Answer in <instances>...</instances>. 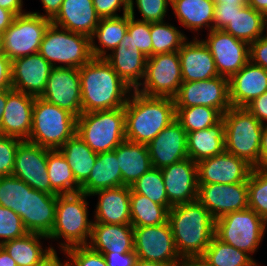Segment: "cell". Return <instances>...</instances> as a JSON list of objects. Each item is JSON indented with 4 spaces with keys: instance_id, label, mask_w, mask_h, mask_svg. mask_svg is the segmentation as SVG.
Here are the masks:
<instances>
[{
    "instance_id": "39",
    "label": "cell",
    "mask_w": 267,
    "mask_h": 266,
    "mask_svg": "<svg viewBox=\"0 0 267 266\" xmlns=\"http://www.w3.org/2000/svg\"><path fill=\"white\" fill-rule=\"evenodd\" d=\"M132 226H155L168 222L169 209L149 200L145 195L130 192Z\"/></svg>"
},
{
    "instance_id": "65",
    "label": "cell",
    "mask_w": 267,
    "mask_h": 266,
    "mask_svg": "<svg viewBox=\"0 0 267 266\" xmlns=\"http://www.w3.org/2000/svg\"><path fill=\"white\" fill-rule=\"evenodd\" d=\"M215 5H248V0H214Z\"/></svg>"
},
{
    "instance_id": "57",
    "label": "cell",
    "mask_w": 267,
    "mask_h": 266,
    "mask_svg": "<svg viewBox=\"0 0 267 266\" xmlns=\"http://www.w3.org/2000/svg\"><path fill=\"white\" fill-rule=\"evenodd\" d=\"M46 14H40L39 12H32L36 15H41L46 19L53 20L59 13L63 0H41Z\"/></svg>"
},
{
    "instance_id": "47",
    "label": "cell",
    "mask_w": 267,
    "mask_h": 266,
    "mask_svg": "<svg viewBox=\"0 0 267 266\" xmlns=\"http://www.w3.org/2000/svg\"><path fill=\"white\" fill-rule=\"evenodd\" d=\"M27 233L21 217L11 209L0 205V246L6 241L21 238Z\"/></svg>"
},
{
    "instance_id": "41",
    "label": "cell",
    "mask_w": 267,
    "mask_h": 266,
    "mask_svg": "<svg viewBox=\"0 0 267 266\" xmlns=\"http://www.w3.org/2000/svg\"><path fill=\"white\" fill-rule=\"evenodd\" d=\"M175 109L176 120L187 133L207 129L222 119V114L217 109L207 106Z\"/></svg>"
},
{
    "instance_id": "61",
    "label": "cell",
    "mask_w": 267,
    "mask_h": 266,
    "mask_svg": "<svg viewBox=\"0 0 267 266\" xmlns=\"http://www.w3.org/2000/svg\"><path fill=\"white\" fill-rule=\"evenodd\" d=\"M14 18H15V15L11 11L0 7V34L1 35L12 24Z\"/></svg>"
},
{
    "instance_id": "36",
    "label": "cell",
    "mask_w": 267,
    "mask_h": 266,
    "mask_svg": "<svg viewBox=\"0 0 267 266\" xmlns=\"http://www.w3.org/2000/svg\"><path fill=\"white\" fill-rule=\"evenodd\" d=\"M59 150L66 158L76 182L81 186L89 178L98 153L77 134L69 138Z\"/></svg>"
},
{
    "instance_id": "60",
    "label": "cell",
    "mask_w": 267,
    "mask_h": 266,
    "mask_svg": "<svg viewBox=\"0 0 267 266\" xmlns=\"http://www.w3.org/2000/svg\"><path fill=\"white\" fill-rule=\"evenodd\" d=\"M260 168H267V123L263 124L260 144Z\"/></svg>"
},
{
    "instance_id": "62",
    "label": "cell",
    "mask_w": 267,
    "mask_h": 266,
    "mask_svg": "<svg viewBox=\"0 0 267 266\" xmlns=\"http://www.w3.org/2000/svg\"><path fill=\"white\" fill-rule=\"evenodd\" d=\"M37 266H69V260L67 259V261L61 262L60 258L57 256V251L54 250Z\"/></svg>"
},
{
    "instance_id": "11",
    "label": "cell",
    "mask_w": 267,
    "mask_h": 266,
    "mask_svg": "<svg viewBox=\"0 0 267 266\" xmlns=\"http://www.w3.org/2000/svg\"><path fill=\"white\" fill-rule=\"evenodd\" d=\"M182 82L178 51L160 53L147 57L145 75L136 91L149 97L174 98Z\"/></svg>"
},
{
    "instance_id": "16",
    "label": "cell",
    "mask_w": 267,
    "mask_h": 266,
    "mask_svg": "<svg viewBox=\"0 0 267 266\" xmlns=\"http://www.w3.org/2000/svg\"><path fill=\"white\" fill-rule=\"evenodd\" d=\"M40 97L78 117L82 113L79 68L54 67Z\"/></svg>"
},
{
    "instance_id": "12",
    "label": "cell",
    "mask_w": 267,
    "mask_h": 266,
    "mask_svg": "<svg viewBox=\"0 0 267 266\" xmlns=\"http://www.w3.org/2000/svg\"><path fill=\"white\" fill-rule=\"evenodd\" d=\"M134 252L139 260L175 265L177 252L169 222L155 226H133Z\"/></svg>"
},
{
    "instance_id": "6",
    "label": "cell",
    "mask_w": 267,
    "mask_h": 266,
    "mask_svg": "<svg viewBox=\"0 0 267 266\" xmlns=\"http://www.w3.org/2000/svg\"><path fill=\"white\" fill-rule=\"evenodd\" d=\"M76 131V116L41 97H35L32 128L27 141L50 150H56L73 137Z\"/></svg>"
},
{
    "instance_id": "22",
    "label": "cell",
    "mask_w": 267,
    "mask_h": 266,
    "mask_svg": "<svg viewBox=\"0 0 267 266\" xmlns=\"http://www.w3.org/2000/svg\"><path fill=\"white\" fill-rule=\"evenodd\" d=\"M35 96L12 88L7 89V101L0 125V134L28 140L32 128Z\"/></svg>"
},
{
    "instance_id": "7",
    "label": "cell",
    "mask_w": 267,
    "mask_h": 266,
    "mask_svg": "<svg viewBox=\"0 0 267 266\" xmlns=\"http://www.w3.org/2000/svg\"><path fill=\"white\" fill-rule=\"evenodd\" d=\"M76 134L96 153L114 151L125 139V109L81 113Z\"/></svg>"
},
{
    "instance_id": "63",
    "label": "cell",
    "mask_w": 267,
    "mask_h": 266,
    "mask_svg": "<svg viewBox=\"0 0 267 266\" xmlns=\"http://www.w3.org/2000/svg\"><path fill=\"white\" fill-rule=\"evenodd\" d=\"M248 5L267 17V0H248Z\"/></svg>"
},
{
    "instance_id": "17",
    "label": "cell",
    "mask_w": 267,
    "mask_h": 266,
    "mask_svg": "<svg viewBox=\"0 0 267 266\" xmlns=\"http://www.w3.org/2000/svg\"><path fill=\"white\" fill-rule=\"evenodd\" d=\"M247 181L235 184H198L197 200L216 220L221 216L248 208Z\"/></svg>"
},
{
    "instance_id": "19",
    "label": "cell",
    "mask_w": 267,
    "mask_h": 266,
    "mask_svg": "<svg viewBox=\"0 0 267 266\" xmlns=\"http://www.w3.org/2000/svg\"><path fill=\"white\" fill-rule=\"evenodd\" d=\"M53 68L39 53L14 59L12 61L11 88L40 97L45 91Z\"/></svg>"
},
{
    "instance_id": "40",
    "label": "cell",
    "mask_w": 267,
    "mask_h": 266,
    "mask_svg": "<svg viewBox=\"0 0 267 266\" xmlns=\"http://www.w3.org/2000/svg\"><path fill=\"white\" fill-rule=\"evenodd\" d=\"M202 257L211 266H259L245 251L228 245L214 236Z\"/></svg>"
},
{
    "instance_id": "35",
    "label": "cell",
    "mask_w": 267,
    "mask_h": 266,
    "mask_svg": "<svg viewBox=\"0 0 267 266\" xmlns=\"http://www.w3.org/2000/svg\"><path fill=\"white\" fill-rule=\"evenodd\" d=\"M128 28V14L115 18H102L91 37V52L93 58H105L108 51L117 48L123 40ZM96 38L98 44L95 43ZM108 50V51H107Z\"/></svg>"
},
{
    "instance_id": "49",
    "label": "cell",
    "mask_w": 267,
    "mask_h": 266,
    "mask_svg": "<svg viewBox=\"0 0 267 266\" xmlns=\"http://www.w3.org/2000/svg\"><path fill=\"white\" fill-rule=\"evenodd\" d=\"M23 140L0 134V176H9L13 173L15 154Z\"/></svg>"
},
{
    "instance_id": "24",
    "label": "cell",
    "mask_w": 267,
    "mask_h": 266,
    "mask_svg": "<svg viewBox=\"0 0 267 266\" xmlns=\"http://www.w3.org/2000/svg\"><path fill=\"white\" fill-rule=\"evenodd\" d=\"M185 41L178 50L183 82H196L219 76L214 58L203 40Z\"/></svg>"
},
{
    "instance_id": "20",
    "label": "cell",
    "mask_w": 267,
    "mask_h": 266,
    "mask_svg": "<svg viewBox=\"0 0 267 266\" xmlns=\"http://www.w3.org/2000/svg\"><path fill=\"white\" fill-rule=\"evenodd\" d=\"M168 202L174 206L197 200V164L190 158L161 169Z\"/></svg>"
},
{
    "instance_id": "26",
    "label": "cell",
    "mask_w": 267,
    "mask_h": 266,
    "mask_svg": "<svg viewBox=\"0 0 267 266\" xmlns=\"http://www.w3.org/2000/svg\"><path fill=\"white\" fill-rule=\"evenodd\" d=\"M232 107H245L267 91V70L250 60L229 79Z\"/></svg>"
},
{
    "instance_id": "21",
    "label": "cell",
    "mask_w": 267,
    "mask_h": 266,
    "mask_svg": "<svg viewBox=\"0 0 267 266\" xmlns=\"http://www.w3.org/2000/svg\"><path fill=\"white\" fill-rule=\"evenodd\" d=\"M152 167L162 169L188 158L187 132L175 119L147 144Z\"/></svg>"
},
{
    "instance_id": "48",
    "label": "cell",
    "mask_w": 267,
    "mask_h": 266,
    "mask_svg": "<svg viewBox=\"0 0 267 266\" xmlns=\"http://www.w3.org/2000/svg\"><path fill=\"white\" fill-rule=\"evenodd\" d=\"M63 254L69 257V266H108L104 255L88 245L69 247Z\"/></svg>"
},
{
    "instance_id": "15",
    "label": "cell",
    "mask_w": 267,
    "mask_h": 266,
    "mask_svg": "<svg viewBox=\"0 0 267 266\" xmlns=\"http://www.w3.org/2000/svg\"><path fill=\"white\" fill-rule=\"evenodd\" d=\"M47 148L23 140L16 151L13 173L31 188L57 195L47 172Z\"/></svg>"
},
{
    "instance_id": "33",
    "label": "cell",
    "mask_w": 267,
    "mask_h": 266,
    "mask_svg": "<svg viewBox=\"0 0 267 266\" xmlns=\"http://www.w3.org/2000/svg\"><path fill=\"white\" fill-rule=\"evenodd\" d=\"M122 186V175L114 151L98 153L89 178L81 185V192L88 196L96 191Z\"/></svg>"
},
{
    "instance_id": "5",
    "label": "cell",
    "mask_w": 267,
    "mask_h": 266,
    "mask_svg": "<svg viewBox=\"0 0 267 266\" xmlns=\"http://www.w3.org/2000/svg\"><path fill=\"white\" fill-rule=\"evenodd\" d=\"M225 151L260 168L261 124L246 108L230 107L223 115Z\"/></svg>"
},
{
    "instance_id": "53",
    "label": "cell",
    "mask_w": 267,
    "mask_h": 266,
    "mask_svg": "<svg viewBox=\"0 0 267 266\" xmlns=\"http://www.w3.org/2000/svg\"><path fill=\"white\" fill-rule=\"evenodd\" d=\"M246 5H215L214 29H223Z\"/></svg>"
},
{
    "instance_id": "58",
    "label": "cell",
    "mask_w": 267,
    "mask_h": 266,
    "mask_svg": "<svg viewBox=\"0 0 267 266\" xmlns=\"http://www.w3.org/2000/svg\"><path fill=\"white\" fill-rule=\"evenodd\" d=\"M0 7L11 11L15 16L25 14L23 0H0Z\"/></svg>"
},
{
    "instance_id": "66",
    "label": "cell",
    "mask_w": 267,
    "mask_h": 266,
    "mask_svg": "<svg viewBox=\"0 0 267 266\" xmlns=\"http://www.w3.org/2000/svg\"><path fill=\"white\" fill-rule=\"evenodd\" d=\"M7 101V89L0 90V125Z\"/></svg>"
},
{
    "instance_id": "2",
    "label": "cell",
    "mask_w": 267,
    "mask_h": 266,
    "mask_svg": "<svg viewBox=\"0 0 267 266\" xmlns=\"http://www.w3.org/2000/svg\"><path fill=\"white\" fill-rule=\"evenodd\" d=\"M124 109L126 140L146 145L176 119L174 98L149 97L136 90Z\"/></svg>"
},
{
    "instance_id": "64",
    "label": "cell",
    "mask_w": 267,
    "mask_h": 266,
    "mask_svg": "<svg viewBox=\"0 0 267 266\" xmlns=\"http://www.w3.org/2000/svg\"><path fill=\"white\" fill-rule=\"evenodd\" d=\"M0 266H17L15 260L0 246Z\"/></svg>"
},
{
    "instance_id": "31",
    "label": "cell",
    "mask_w": 267,
    "mask_h": 266,
    "mask_svg": "<svg viewBox=\"0 0 267 266\" xmlns=\"http://www.w3.org/2000/svg\"><path fill=\"white\" fill-rule=\"evenodd\" d=\"M224 151L225 125L223 119L207 129L187 133L188 158L196 163Z\"/></svg>"
},
{
    "instance_id": "54",
    "label": "cell",
    "mask_w": 267,
    "mask_h": 266,
    "mask_svg": "<svg viewBox=\"0 0 267 266\" xmlns=\"http://www.w3.org/2000/svg\"><path fill=\"white\" fill-rule=\"evenodd\" d=\"M244 108H246L261 124H265V121H267V91L253 99Z\"/></svg>"
},
{
    "instance_id": "1",
    "label": "cell",
    "mask_w": 267,
    "mask_h": 266,
    "mask_svg": "<svg viewBox=\"0 0 267 266\" xmlns=\"http://www.w3.org/2000/svg\"><path fill=\"white\" fill-rule=\"evenodd\" d=\"M79 73L82 113L122 108L133 91L104 58H92Z\"/></svg>"
},
{
    "instance_id": "34",
    "label": "cell",
    "mask_w": 267,
    "mask_h": 266,
    "mask_svg": "<svg viewBox=\"0 0 267 266\" xmlns=\"http://www.w3.org/2000/svg\"><path fill=\"white\" fill-rule=\"evenodd\" d=\"M41 239L48 237L27 233L25 236L4 242L1 246L15 260L17 266H37L54 250L52 246L43 249Z\"/></svg>"
},
{
    "instance_id": "32",
    "label": "cell",
    "mask_w": 267,
    "mask_h": 266,
    "mask_svg": "<svg viewBox=\"0 0 267 266\" xmlns=\"http://www.w3.org/2000/svg\"><path fill=\"white\" fill-rule=\"evenodd\" d=\"M170 5L182 27L195 32L214 29V0H171Z\"/></svg>"
},
{
    "instance_id": "27",
    "label": "cell",
    "mask_w": 267,
    "mask_h": 266,
    "mask_svg": "<svg viewBox=\"0 0 267 266\" xmlns=\"http://www.w3.org/2000/svg\"><path fill=\"white\" fill-rule=\"evenodd\" d=\"M93 0H63L51 23L62 29L92 37L100 22Z\"/></svg>"
},
{
    "instance_id": "10",
    "label": "cell",
    "mask_w": 267,
    "mask_h": 266,
    "mask_svg": "<svg viewBox=\"0 0 267 266\" xmlns=\"http://www.w3.org/2000/svg\"><path fill=\"white\" fill-rule=\"evenodd\" d=\"M51 20L27 12L16 15L1 35L2 53L11 61L39 53L41 42Z\"/></svg>"
},
{
    "instance_id": "51",
    "label": "cell",
    "mask_w": 267,
    "mask_h": 266,
    "mask_svg": "<svg viewBox=\"0 0 267 266\" xmlns=\"http://www.w3.org/2000/svg\"><path fill=\"white\" fill-rule=\"evenodd\" d=\"M94 8L97 15L102 18H115L118 15L117 11L123 9V15L129 12V0H93Z\"/></svg>"
},
{
    "instance_id": "42",
    "label": "cell",
    "mask_w": 267,
    "mask_h": 266,
    "mask_svg": "<svg viewBox=\"0 0 267 266\" xmlns=\"http://www.w3.org/2000/svg\"><path fill=\"white\" fill-rule=\"evenodd\" d=\"M165 21L150 23L152 55L178 51L187 40L185 34Z\"/></svg>"
},
{
    "instance_id": "46",
    "label": "cell",
    "mask_w": 267,
    "mask_h": 266,
    "mask_svg": "<svg viewBox=\"0 0 267 266\" xmlns=\"http://www.w3.org/2000/svg\"><path fill=\"white\" fill-rule=\"evenodd\" d=\"M134 0L129 1L128 28L127 32L131 35L132 43L137 50L141 51L146 57L152 56V38L150 34V23L135 20Z\"/></svg>"
},
{
    "instance_id": "55",
    "label": "cell",
    "mask_w": 267,
    "mask_h": 266,
    "mask_svg": "<svg viewBox=\"0 0 267 266\" xmlns=\"http://www.w3.org/2000/svg\"><path fill=\"white\" fill-rule=\"evenodd\" d=\"M103 255L108 266H135L138 260L134 251L128 253L106 252Z\"/></svg>"
},
{
    "instance_id": "8",
    "label": "cell",
    "mask_w": 267,
    "mask_h": 266,
    "mask_svg": "<svg viewBox=\"0 0 267 266\" xmlns=\"http://www.w3.org/2000/svg\"><path fill=\"white\" fill-rule=\"evenodd\" d=\"M39 54L53 67L81 68L93 58L91 38L51 23L45 31Z\"/></svg>"
},
{
    "instance_id": "9",
    "label": "cell",
    "mask_w": 267,
    "mask_h": 266,
    "mask_svg": "<svg viewBox=\"0 0 267 266\" xmlns=\"http://www.w3.org/2000/svg\"><path fill=\"white\" fill-rule=\"evenodd\" d=\"M267 222L247 208L227 213L215 220V236L252 257L264 238Z\"/></svg>"
},
{
    "instance_id": "13",
    "label": "cell",
    "mask_w": 267,
    "mask_h": 266,
    "mask_svg": "<svg viewBox=\"0 0 267 266\" xmlns=\"http://www.w3.org/2000/svg\"><path fill=\"white\" fill-rule=\"evenodd\" d=\"M175 108L207 106L217 109L222 115L232 107L229 79L217 76L196 82H182L174 97Z\"/></svg>"
},
{
    "instance_id": "50",
    "label": "cell",
    "mask_w": 267,
    "mask_h": 266,
    "mask_svg": "<svg viewBox=\"0 0 267 266\" xmlns=\"http://www.w3.org/2000/svg\"><path fill=\"white\" fill-rule=\"evenodd\" d=\"M133 1V0H129ZM136 6L142 16L140 21L149 23L163 22L171 0H136Z\"/></svg>"
},
{
    "instance_id": "52",
    "label": "cell",
    "mask_w": 267,
    "mask_h": 266,
    "mask_svg": "<svg viewBox=\"0 0 267 266\" xmlns=\"http://www.w3.org/2000/svg\"><path fill=\"white\" fill-rule=\"evenodd\" d=\"M250 61L267 70V32L249 45Z\"/></svg>"
},
{
    "instance_id": "56",
    "label": "cell",
    "mask_w": 267,
    "mask_h": 266,
    "mask_svg": "<svg viewBox=\"0 0 267 266\" xmlns=\"http://www.w3.org/2000/svg\"><path fill=\"white\" fill-rule=\"evenodd\" d=\"M12 61L0 53V90L11 88Z\"/></svg>"
},
{
    "instance_id": "29",
    "label": "cell",
    "mask_w": 267,
    "mask_h": 266,
    "mask_svg": "<svg viewBox=\"0 0 267 266\" xmlns=\"http://www.w3.org/2000/svg\"><path fill=\"white\" fill-rule=\"evenodd\" d=\"M88 246L101 254L134 251V231L131 224L92 223Z\"/></svg>"
},
{
    "instance_id": "68",
    "label": "cell",
    "mask_w": 267,
    "mask_h": 266,
    "mask_svg": "<svg viewBox=\"0 0 267 266\" xmlns=\"http://www.w3.org/2000/svg\"><path fill=\"white\" fill-rule=\"evenodd\" d=\"M0 53H2V41H1V34H0Z\"/></svg>"
},
{
    "instance_id": "67",
    "label": "cell",
    "mask_w": 267,
    "mask_h": 266,
    "mask_svg": "<svg viewBox=\"0 0 267 266\" xmlns=\"http://www.w3.org/2000/svg\"><path fill=\"white\" fill-rule=\"evenodd\" d=\"M135 266H175L172 264H163L159 262H151V261H145V260H137Z\"/></svg>"
},
{
    "instance_id": "43",
    "label": "cell",
    "mask_w": 267,
    "mask_h": 266,
    "mask_svg": "<svg viewBox=\"0 0 267 266\" xmlns=\"http://www.w3.org/2000/svg\"><path fill=\"white\" fill-rule=\"evenodd\" d=\"M14 175L0 176V205L18 214L24 224L25 190H32Z\"/></svg>"
},
{
    "instance_id": "45",
    "label": "cell",
    "mask_w": 267,
    "mask_h": 266,
    "mask_svg": "<svg viewBox=\"0 0 267 266\" xmlns=\"http://www.w3.org/2000/svg\"><path fill=\"white\" fill-rule=\"evenodd\" d=\"M247 186L248 208L267 222V168H253Z\"/></svg>"
},
{
    "instance_id": "37",
    "label": "cell",
    "mask_w": 267,
    "mask_h": 266,
    "mask_svg": "<svg viewBox=\"0 0 267 266\" xmlns=\"http://www.w3.org/2000/svg\"><path fill=\"white\" fill-rule=\"evenodd\" d=\"M267 29V17L249 5L243 6L222 29L249 45L263 36Z\"/></svg>"
},
{
    "instance_id": "30",
    "label": "cell",
    "mask_w": 267,
    "mask_h": 266,
    "mask_svg": "<svg viewBox=\"0 0 267 266\" xmlns=\"http://www.w3.org/2000/svg\"><path fill=\"white\" fill-rule=\"evenodd\" d=\"M122 175V186H132L152 168L146 144L124 140L115 150Z\"/></svg>"
},
{
    "instance_id": "14",
    "label": "cell",
    "mask_w": 267,
    "mask_h": 266,
    "mask_svg": "<svg viewBox=\"0 0 267 266\" xmlns=\"http://www.w3.org/2000/svg\"><path fill=\"white\" fill-rule=\"evenodd\" d=\"M203 42L208 46L219 76L230 79L249 60V44L222 29H212Z\"/></svg>"
},
{
    "instance_id": "28",
    "label": "cell",
    "mask_w": 267,
    "mask_h": 266,
    "mask_svg": "<svg viewBox=\"0 0 267 266\" xmlns=\"http://www.w3.org/2000/svg\"><path fill=\"white\" fill-rule=\"evenodd\" d=\"M130 186H120L96 191L98 195L93 222L105 224H131Z\"/></svg>"
},
{
    "instance_id": "4",
    "label": "cell",
    "mask_w": 267,
    "mask_h": 266,
    "mask_svg": "<svg viewBox=\"0 0 267 266\" xmlns=\"http://www.w3.org/2000/svg\"><path fill=\"white\" fill-rule=\"evenodd\" d=\"M87 197L82 192L57 195L55 221L48 239L63 238L64 242H59L61 251L90 241L93 220L88 219Z\"/></svg>"
},
{
    "instance_id": "3",
    "label": "cell",
    "mask_w": 267,
    "mask_h": 266,
    "mask_svg": "<svg viewBox=\"0 0 267 266\" xmlns=\"http://www.w3.org/2000/svg\"><path fill=\"white\" fill-rule=\"evenodd\" d=\"M168 222L180 257L202 256L215 236V219L198 200L172 206Z\"/></svg>"
},
{
    "instance_id": "38",
    "label": "cell",
    "mask_w": 267,
    "mask_h": 266,
    "mask_svg": "<svg viewBox=\"0 0 267 266\" xmlns=\"http://www.w3.org/2000/svg\"><path fill=\"white\" fill-rule=\"evenodd\" d=\"M47 170L51 189L57 195L81 192V186L76 182L66 158L59 149H47Z\"/></svg>"
},
{
    "instance_id": "23",
    "label": "cell",
    "mask_w": 267,
    "mask_h": 266,
    "mask_svg": "<svg viewBox=\"0 0 267 266\" xmlns=\"http://www.w3.org/2000/svg\"><path fill=\"white\" fill-rule=\"evenodd\" d=\"M131 38L126 32L117 48L104 59L128 86L136 90L144 78L147 57L134 47Z\"/></svg>"
},
{
    "instance_id": "59",
    "label": "cell",
    "mask_w": 267,
    "mask_h": 266,
    "mask_svg": "<svg viewBox=\"0 0 267 266\" xmlns=\"http://www.w3.org/2000/svg\"><path fill=\"white\" fill-rule=\"evenodd\" d=\"M175 266H211L202 256L181 257Z\"/></svg>"
},
{
    "instance_id": "25",
    "label": "cell",
    "mask_w": 267,
    "mask_h": 266,
    "mask_svg": "<svg viewBox=\"0 0 267 266\" xmlns=\"http://www.w3.org/2000/svg\"><path fill=\"white\" fill-rule=\"evenodd\" d=\"M57 195L39 190H25L24 227L28 233L48 237L55 221Z\"/></svg>"
},
{
    "instance_id": "44",
    "label": "cell",
    "mask_w": 267,
    "mask_h": 266,
    "mask_svg": "<svg viewBox=\"0 0 267 266\" xmlns=\"http://www.w3.org/2000/svg\"><path fill=\"white\" fill-rule=\"evenodd\" d=\"M134 193L145 195L149 200L156 202L169 210L172 205L168 202L161 169L152 167L144 173L132 186Z\"/></svg>"
},
{
    "instance_id": "18",
    "label": "cell",
    "mask_w": 267,
    "mask_h": 266,
    "mask_svg": "<svg viewBox=\"0 0 267 266\" xmlns=\"http://www.w3.org/2000/svg\"><path fill=\"white\" fill-rule=\"evenodd\" d=\"M197 164L198 184H235L248 181L253 169L245 160L224 151Z\"/></svg>"
}]
</instances>
